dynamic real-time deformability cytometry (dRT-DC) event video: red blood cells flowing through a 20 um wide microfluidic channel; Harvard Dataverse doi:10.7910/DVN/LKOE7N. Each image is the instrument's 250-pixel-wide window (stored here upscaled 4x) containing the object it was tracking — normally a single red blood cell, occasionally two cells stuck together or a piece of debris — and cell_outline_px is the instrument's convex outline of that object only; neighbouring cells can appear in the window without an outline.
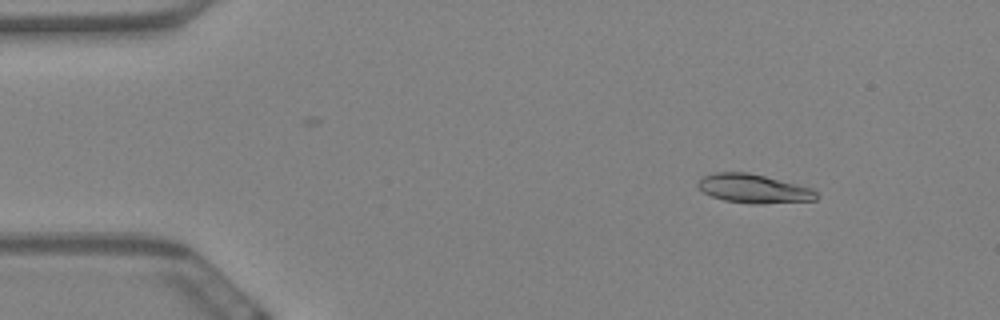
{"species": "Egyptian fruit bat (a non-hibernating species)", "species_latin": "Rousettus aegyptiacus", "temperature_condition": "warm", "stored_images_in_passage": 59, "camera_frame_rate_fps": 3000, "um_per_image_px": 0.085, "animal": {"sex": "female"}, "frame": {"image": 1, "passage_image": 7, "time_ms": 2.0, "image_size_px": [1000, 320], "cell_outline_px": [[820, 196], [816, 200], [756, 204], [752, 204], [724, 200], [712, 196], [704, 192], [696, 184], [704, 176], [716, 172], [748, 172], [812, 188]], "centroid_in_image_um": [64.08, 16.04], "position_along_channel_um": 20.9, "area_um2": 19.71}}
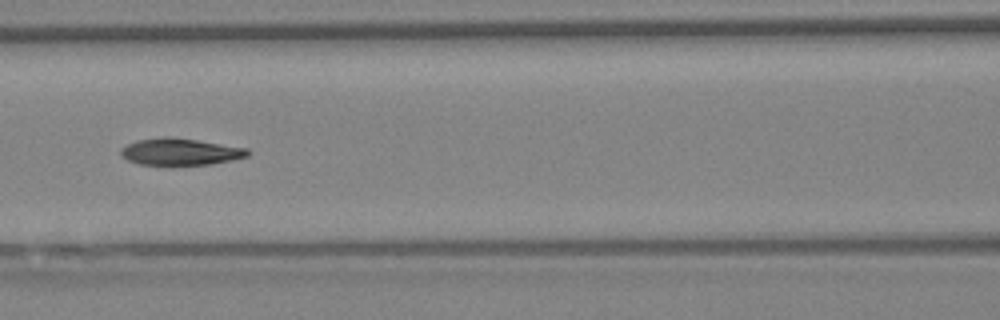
{"frame": {"image": 2, "passage_image": 26, "time_ms": 8.333, "image_size_px": [1000, 320], "cell_outline_px": [[252, 152], [248, 156], [232, 160], [212, 164], [140, 164], [128, 160], [120, 156], [120, 148], [136, 140], [164, 136], [196, 140], [248, 148]], "centroid_in_image_um": [15.32, 12.89], "position_along_channel_um": 151.3, "area_um2": 19.71}}
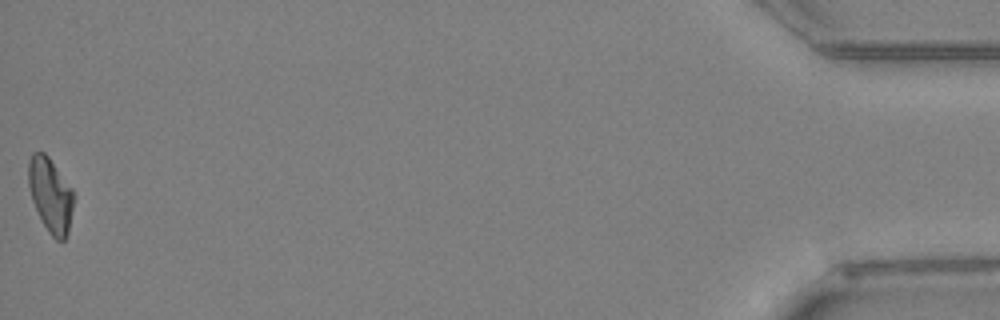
{"frame": {"image": 3, "passage_image": 59, "time_ms": 19.333, "image_size_px": [1000, 320], "cell_outline_px": [[72, 208], [68, 232], [64, 240], [56, 240], [48, 232], [32, 200], [28, 184], [28, 160], [32, 152], [44, 152], [48, 156], [72, 188]], "centroid_in_image_um": [4.27, 16.54], "position_along_channel_um": 430.9, "area_um2": 19.25}, "authors_computed_cell_mechanics": {"area_um2": 19.941, "velocity_mm_per_s": 3.4358, "shape_relaxation_time_tau1_ms": null, "shape_relaxation_time_tau2_ms": 4.8307, "deformation_change_tau1": null, "deformation_change_tau2": 0.1099}}